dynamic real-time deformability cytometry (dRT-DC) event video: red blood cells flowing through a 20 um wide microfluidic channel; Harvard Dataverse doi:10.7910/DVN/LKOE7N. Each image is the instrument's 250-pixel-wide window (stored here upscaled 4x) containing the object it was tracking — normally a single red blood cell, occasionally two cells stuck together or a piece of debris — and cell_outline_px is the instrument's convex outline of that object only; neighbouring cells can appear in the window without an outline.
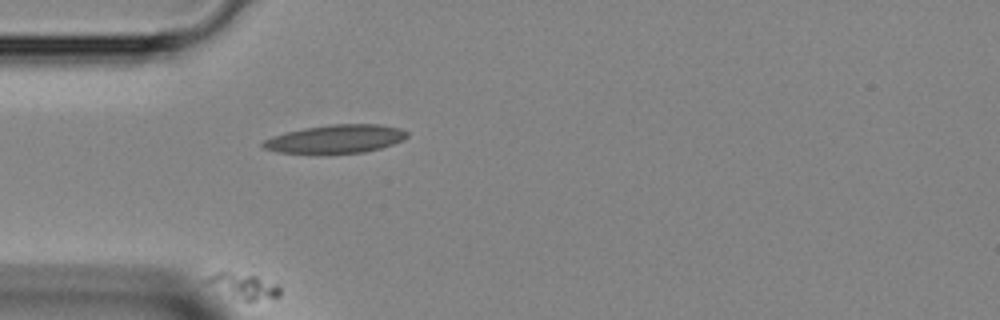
{"species": "Egyptian fruit bat (a non-hibernating species)", "species_latin": "Rousettus aegyptiacus", "temperature_condition": "room temperature", "stored_images_in_passage": 40, "segment_of_instrument_passage": [2, 2], "camera_frame_rate_fps": 3000, "um_per_image_px": 0.085, "animal": {"sex": "female"}, "frame": {"image": 1, "passage_image": 7, "time_ms": 2.0, "image_size_px": [1000, 320], "cell_outline_px": [[280, 296], [276, 300], [248, 304], [204, 280], [208, 276], [224, 268], [256, 276], [276, 284], [280, 288]], "centroid_in_image_um": [20.8, 24.33], "position_along_channel_um": 64.2, "area_um2": 11.44}}
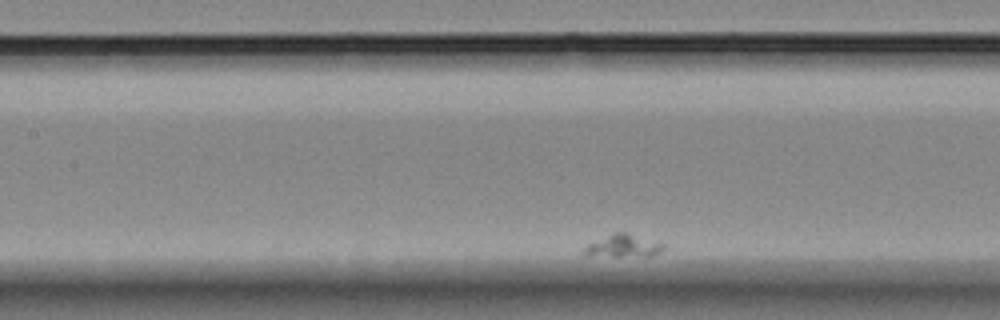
{"frame": {"image": 2, "passage_image": 18, "time_ms": 5.667, "image_size_px": [1000, 320], "cell_outline_px": [[664, 248], [660, 252], [652, 256], [584, 256], [584, 248], [588, 244], [616, 232], [624, 232], [664, 244]], "centroid_in_image_um": [52.97, 20.93], "position_along_channel_um": 154.4, "area_um2": 10.23}}
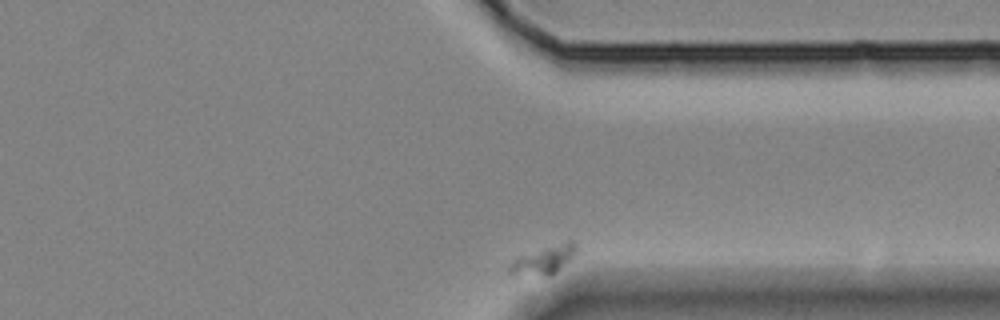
{"frame": {"image": 3, "passage_image": 40, "time_ms": 13.0, "image_size_px": [1000, 320], "cell_outline_px": [[576, 252], [552, 276], [508, 276], [508, 264], [516, 256], [568, 240], [572, 240], [576, 244]], "centroid_in_image_um": [46.11, 22.13], "position_along_channel_um": 365.3, "area_um2": 11.39}}